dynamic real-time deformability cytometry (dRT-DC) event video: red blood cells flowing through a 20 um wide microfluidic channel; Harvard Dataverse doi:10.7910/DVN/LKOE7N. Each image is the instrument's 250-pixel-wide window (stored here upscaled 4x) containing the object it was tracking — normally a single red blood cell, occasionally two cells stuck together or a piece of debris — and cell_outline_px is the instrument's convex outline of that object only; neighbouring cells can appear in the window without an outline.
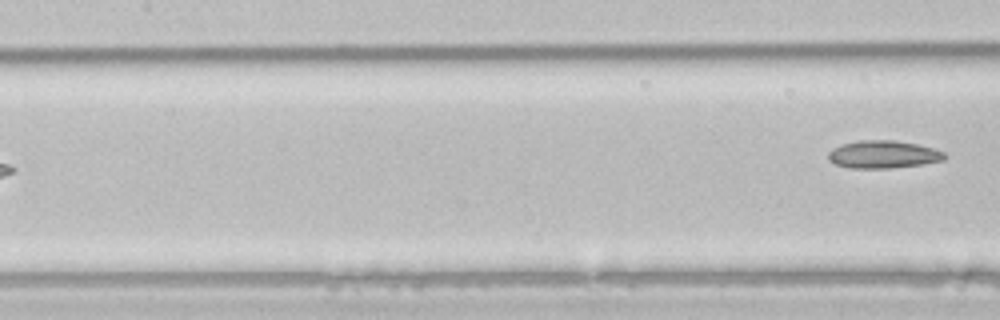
{"species": "common noctule bat (a hibernating species)", "species_latin": "Nyctalus noctula", "temperature_condition": "room temperature", "stored_images_in_passage": 9, "segment_of_instrument_passage": [2, 2], "camera_frame_rate_fps": 3000, "um_per_image_px": 0.085, "animal": {"sex": "male", "body_mass_g": 21.5, "forearm_length_mm": 52.0}, "frame": {"image": 1, "passage_image": 9, "time_ms": 2.667, "image_size_px": [1000, 320], "cell_outline_px": [[948, 156], [944, 160], [920, 164], [888, 168], [848, 168], [836, 164], [828, 160], [828, 152], [832, 148], [840, 144], [860, 140], [892, 140], [916, 144], [932, 148], [944, 152]], "centroid_in_image_um": [75.03, 13.12], "position_along_channel_um": 132.4, "area_um2": 18.73}}